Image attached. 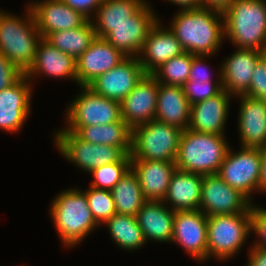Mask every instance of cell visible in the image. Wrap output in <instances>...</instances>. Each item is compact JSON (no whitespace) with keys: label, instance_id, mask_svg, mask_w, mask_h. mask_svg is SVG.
<instances>
[{"label":"cell","instance_id":"19","mask_svg":"<svg viewBox=\"0 0 266 266\" xmlns=\"http://www.w3.org/2000/svg\"><path fill=\"white\" fill-rule=\"evenodd\" d=\"M239 113L238 131L240 147H266V101L253 99L246 95H238Z\"/></svg>","mask_w":266,"mask_h":266},{"label":"cell","instance_id":"17","mask_svg":"<svg viewBox=\"0 0 266 266\" xmlns=\"http://www.w3.org/2000/svg\"><path fill=\"white\" fill-rule=\"evenodd\" d=\"M159 83L146 74L135 88L120 102L121 116L132 129L155 120Z\"/></svg>","mask_w":266,"mask_h":266},{"label":"cell","instance_id":"20","mask_svg":"<svg viewBox=\"0 0 266 266\" xmlns=\"http://www.w3.org/2000/svg\"><path fill=\"white\" fill-rule=\"evenodd\" d=\"M159 19L151 28L138 58L146 74H152L163 63L185 52L175 34Z\"/></svg>","mask_w":266,"mask_h":266},{"label":"cell","instance_id":"25","mask_svg":"<svg viewBox=\"0 0 266 266\" xmlns=\"http://www.w3.org/2000/svg\"><path fill=\"white\" fill-rule=\"evenodd\" d=\"M174 215L163 201L147 200L136 215L146 242L171 243Z\"/></svg>","mask_w":266,"mask_h":266},{"label":"cell","instance_id":"8","mask_svg":"<svg viewBox=\"0 0 266 266\" xmlns=\"http://www.w3.org/2000/svg\"><path fill=\"white\" fill-rule=\"evenodd\" d=\"M53 135L60 155L86 174L96 167L118 162L126 155L119 147L88 143L66 130H55Z\"/></svg>","mask_w":266,"mask_h":266},{"label":"cell","instance_id":"6","mask_svg":"<svg viewBox=\"0 0 266 266\" xmlns=\"http://www.w3.org/2000/svg\"><path fill=\"white\" fill-rule=\"evenodd\" d=\"M251 213L213 215L207 219V261L235 258L250 238ZM249 237V238H248Z\"/></svg>","mask_w":266,"mask_h":266},{"label":"cell","instance_id":"32","mask_svg":"<svg viewBox=\"0 0 266 266\" xmlns=\"http://www.w3.org/2000/svg\"><path fill=\"white\" fill-rule=\"evenodd\" d=\"M96 37L93 24L88 20L80 27L50 33L45 39L76 60L89 48Z\"/></svg>","mask_w":266,"mask_h":266},{"label":"cell","instance_id":"5","mask_svg":"<svg viewBox=\"0 0 266 266\" xmlns=\"http://www.w3.org/2000/svg\"><path fill=\"white\" fill-rule=\"evenodd\" d=\"M226 136L182 131L175 159L179 170L201 175L217 174L230 148Z\"/></svg>","mask_w":266,"mask_h":266},{"label":"cell","instance_id":"39","mask_svg":"<svg viewBox=\"0 0 266 266\" xmlns=\"http://www.w3.org/2000/svg\"><path fill=\"white\" fill-rule=\"evenodd\" d=\"M244 95L266 101V64L262 59L255 65L249 90Z\"/></svg>","mask_w":266,"mask_h":266},{"label":"cell","instance_id":"26","mask_svg":"<svg viewBox=\"0 0 266 266\" xmlns=\"http://www.w3.org/2000/svg\"><path fill=\"white\" fill-rule=\"evenodd\" d=\"M203 175L176 168L167 193L162 200L174 211L198 210L201 201Z\"/></svg>","mask_w":266,"mask_h":266},{"label":"cell","instance_id":"12","mask_svg":"<svg viewBox=\"0 0 266 266\" xmlns=\"http://www.w3.org/2000/svg\"><path fill=\"white\" fill-rule=\"evenodd\" d=\"M251 205L244 194L231 188L218 174L203 175L199 210L206 217L251 213Z\"/></svg>","mask_w":266,"mask_h":266},{"label":"cell","instance_id":"31","mask_svg":"<svg viewBox=\"0 0 266 266\" xmlns=\"http://www.w3.org/2000/svg\"><path fill=\"white\" fill-rule=\"evenodd\" d=\"M110 191L118 214L136 217L138 211L147 201L141 191L139 179L132 168Z\"/></svg>","mask_w":266,"mask_h":266},{"label":"cell","instance_id":"24","mask_svg":"<svg viewBox=\"0 0 266 266\" xmlns=\"http://www.w3.org/2000/svg\"><path fill=\"white\" fill-rule=\"evenodd\" d=\"M146 200L162 201L167 193L176 163L169 161L131 160Z\"/></svg>","mask_w":266,"mask_h":266},{"label":"cell","instance_id":"41","mask_svg":"<svg viewBox=\"0 0 266 266\" xmlns=\"http://www.w3.org/2000/svg\"><path fill=\"white\" fill-rule=\"evenodd\" d=\"M72 9L79 11L89 20L95 15L96 10L103 0H62Z\"/></svg>","mask_w":266,"mask_h":266},{"label":"cell","instance_id":"28","mask_svg":"<svg viewBox=\"0 0 266 266\" xmlns=\"http://www.w3.org/2000/svg\"><path fill=\"white\" fill-rule=\"evenodd\" d=\"M58 130L73 132L79 139L88 143L119 147L125 154L131 153L132 128L123 120L97 126H64Z\"/></svg>","mask_w":266,"mask_h":266},{"label":"cell","instance_id":"21","mask_svg":"<svg viewBox=\"0 0 266 266\" xmlns=\"http://www.w3.org/2000/svg\"><path fill=\"white\" fill-rule=\"evenodd\" d=\"M28 79L34 83V78L47 76L60 79H72L78 85L76 76V60L70 55L58 50L45 38L38 44L35 59L25 72Z\"/></svg>","mask_w":266,"mask_h":266},{"label":"cell","instance_id":"38","mask_svg":"<svg viewBox=\"0 0 266 266\" xmlns=\"http://www.w3.org/2000/svg\"><path fill=\"white\" fill-rule=\"evenodd\" d=\"M213 55H194L188 81H201V82H221V66H219L218 74L215 79L209 67L207 66L206 59ZM215 80V81H214Z\"/></svg>","mask_w":266,"mask_h":266},{"label":"cell","instance_id":"9","mask_svg":"<svg viewBox=\"0 0 266 266\" xmlns=\"http://www.w3.org/2000/svg\"><path fill=\"white\" fill-rule=\"evenodd\" d=\"M80 88L65 110L66 127L97 126L123 120L120 102L96 94L87 86Z\"/></svg>","mask_w":266,"mask_h":266},{"label":"cell","instance_id":"4","mask_svg":"<svg viewBox=\"0 0 266 266\" xmlns=\"http://www.w3.org/2000/svg\"><path fill=\"white\" fill-rule=\"evenodd\" d=\"M25 7L23 16L0 9V53L24 73L33 64L42 39L31 7L28 4Z\"/></svg>","mask_w":266,"mask_h":266},{"label":"cell","instance_id":"2","mask_svg":"<svg viewBox=\"0 0 266 266\" xmlns=\"http://www.w3.org/2000/svg\"><path fill=\"white\" fill-rule=\"evenodd\" d=\"M49 215L66 248L77 246L100 227L92 215L85 192L80 188H67L54 196Z\"/></svg>","mask_w":266,"mask_h":266},{"label":"cell","instance_id":"42","mask_svg":"<svg viewBox=\"0 0 266 266\" xmlns=\"http://www.w3.org/2000/svg\"><path fill=\"white\" fill-rule=\"evenodd\" d=\"M250 246V248H249ZM248 246V262L246 266H266V250L252 245Z\"/></svg>","mask_w":266,"mask_h":266},{"label":"cell","instance_id":"29","mask_svg":"<svg viewBox=\"0 0 266 266\" xmlns=\"http://www.w3.org/2000/svg\"><path fill=\"white\" fill-rule=\"evenodd\" d=\"M146 2L147 0H103L90 19L96 36L104 39L111 32V26L127 21Z\"/></svg>","mask_w":266,"mask_h":266},{"label":"cell","instance_id":"30","mask_svg":"<svg viewBox=\"0 0 266 266\" xmlns=\"http://www.w3.org/2000/svg\"><path fill=\"white\" fill-rule=\"evenodd\" d=\"M104 224L111 240L122 250L134 252L147 243L135 216L116 213Z\"/></svg>","mask_w":266,"mask_h":266},{"label":"cell","instance_id":"16","mask_svg":"<svg viewBox=\"0 0 266 266\" xmlns=\"http://www.w3.org/2000/svg\"><path fill=\"white\" fill-rule=\"evenodd\" d=\"M26 4L31 7L42 38L53 32L80 27L89 20L62 0H36Z\"/></svg>","mask_w":266,"mask_h":266},{"label":"cell","instance_id":"18","mask_svg":"<svg viewBox=\"0 0 266 266\" xmlns=\"http://www.w3.org/2000/svg\"><path fill=\"white\" fill-rule=\"evenodd\" d=\"M125 58V55L105 39L96 37L89 48L76 59L78 86H87Z\"/></svg>","mask_w":266,"mask_h":266},{"label":"cell","instance_id":"23","mask_svg":"<svg viewBox=\"0 0 266 266\" xmlns=\"http://www.w3.org/2000/svg\"><path fill=\"white\" fill-rule=\"evenodd\" d=\"M233 96L222 90L219 94L191 105L189 128L196 132L223 135Z\"/></svg>","mask_w":266,"mask_h":266},{"label":"cell","instance_id":"27","mask_svg":"<svg viewBox=\"0 0 266 266\" xmlns=\"http://www.w3.org/2000/svg\"><path fill=\"white\" fill-rule=\"evenodd\" d=\"M191 104L183 93L182 86L159 83L155 120L178 127L189 128Z\"/></svg>","mask_w":266,"mask_h":266},{"label":"cell","instance_id":"34","mask_svg":"<svg viewBox=\"0 0 266 266\" xmlns=\"http://www.w3.org/2000/svg\"><path fill=\"white\" fill-rule=\"evenodd\" d=\"M131 168V156L126 154L120 161L96 167L89 174L93 177L90 187L111 190Z\"/></svg>","mask_w":266,"mask_h":266},{"label":"cell","instance_id":"1","mask_svg":"<svg viewBox=\"0 0 266 266\" xmlns=\"http://www.w3.org/2000/svg\"><path fill=\"white\" fill-rule=\"evenodd\" d=\"M168 27L193 55H215L225 39L222 12L207 7L179 10Z\"/></svg>","mask_w":266,"mask_h":266},{"label":"cell","instance_id":"3","mask_svg":"<svg viewBox=\"0 0 266 266\" xmlns=\"http://www.w3.org/2000/svg\"><path fill=\"white\" fill-rule=\"evenodd\" d=\"M222 15L225 39L235 48L266 46V0H235Z\"/></svg>","mask_w":266,"mask_h":266},{"label":"cell","instance_id":"36","mask_svg":"<svg viewBox=\"0 0 266 266\" xmlns=\"http://www.w3.org/2000/svg\"><path fill=\"white\" fill-rule=\"evenodd\" d=\"M183 93L191 105L209 99L219 94L222 82L187 81L183 86Z\"/></svg>","mask_w":266,"mask_h":266},{"label":"cell","instance_id":"35","mask_svg":"<svg viewBox=\"0 0 266 266\" xmlns=\"http://www.w3.org/2000/svg\"><path fill=\"white\" fill-rule=\"evenodd\" d=\"M83 191L86 194L92 215L100 226H103L107 220L117 213L111 191L90 186Z\"/></svg>","mask_w":266,"mask_h":266},{"label":"cell","instance_id":"7","mask_svg":"<svg viewBox=\"0 0 266 266\" xmlns=\"http://www.w3.org/2000/svg\"><path fill=\"white\" fill-rule=\"evenodd\" d=\"M182 131L157 120L134 127L131 160L175 162Z\"/></svg>","mask_w":266,"mask_h":266},{"label":"cell","instance_id":"11","mask_svg":"<svg viewBox=\"0 0 266 266\" xmlns=\"http://www.w3.org/2000/svg\"><path fill=\"white\" fill-rule=\"evenodd\" d=\"M147 1L127 21L111 26V32L104 38L126 57H138L151 28L159 17Z\"/></svg>","mask_w":266,"mask_h":266},{"label":"cell","instance_id":"22","mask_svg":"<svg viewBox=\"0 0 266 266\" xmlns=\"http://www.w3.org/2000/svg\"><path fill=\"white\" fill-rule=\"evenodd\" d=\"M260 59L258 50L236 48L220 64L223 90L233 97L244 95L249 90L254 67Z\"/></svg>","mask_w":266,"mask_h":266},{"label":"cell","instance_id":"40","mask_svg":"<svg viewBox=\"0 0 266 266\" xmlns=\"http://www.w3.org/2000/svg\"><path fill=\"white\" fill-rule=\"evenodd\" d=\"M25 73L0 53V91L18 82Z\"/></svg>","mask_w":266,"mask_h":266},{"label":"cell","instance_id":"46","mask_svg":"<svg viewBox=\"0 0 266 266\" xmlns=\"http://www.w3.org/2000/svg\"><path fill=\"white\" fill-rule=\"evenodd\" d=\"M261 59L266 64V46L260 51Z\"/></svg>","mask_w":266,"mask_h":266},{"label":"cell","instance_id":"13","mask_svg":"<svg viewBox=\"0 0 266 266\" xmlns=\"http://www.w3.org/2000/svg\"><path fill=\"white\" fill-rule=\"evenodd\" d=\"M207 219L202 211H175L172 244L180 245L197 262H207Z\"/></svg>","mask_w":266,"mask_h":266},{"label":"cell","instance_id":"10","mask_svg":"<svg viewBox=\"0 0 266 266\" xmlns=\"http://www.w3.org/2000/svg\"><path fill=\"white\" fill-rule=\"evenodd\" d=\"M261 149L243 148L233 151L229 148L217 173L231 188L239 190L252 203L253 193L259 189Z\"/></svg>","mask_w":266,"mask_h":266},{"label":"cell","instance_id":"43","mask_svg":"<svg viewBox=\"0 0 266 266\" xmlns=\"http://www.w3.org/2000/svg\"><path fill=\"white\" fill-rule=\"evenodd\" d=\"M235 0H202V7L225 11Z\"/></svg>","mask_w":266,"mask_h":266},{"label":"cell","instance_id":"45","mask_svg":"<svg viewBox=\"0 0 266 266\" xmlns=\"http://www.w3.org/2000/svg\"><path fill=\"white\" fill-rule=\"evenodd\" d=\"M179 6V10L195 9L202 7V0H166Z\"/></svg>","mask_w":266,"mask_h":266},{"label":"cell","instance_id":"37","mask_svg":"<svg viewBox=\"0 0 266 266\" xmlns=\"http://www.w3.org/2000/svg\"><path fill=\"white\" fill-rule=\"evenodd\" d=\"M250 217L251 234L257 236L252 246L266 250V208L252 203Z\"/></svg>","mask_w":266,"mask_h":266},{"label":"cell","instance_id":"33","mask_svg":"<svg viewBox=\"0 0 266 266\" xmlns=\"http://www.w3.org/2000/svg\"><path fill=\"white\" fill-rule=\"evenodd\" d=\"M193 58V54L185 51L163 63L151 75L158 83L183 86L188 81Z\"/></svg>","mask_w":266,"mask_h":266},{"label":"cell","instance_id":"44","mask_svg":"<svg viewBox=\"0 0 266 266\" xmlns=\"http://www.w3.org/2000/svg\"><path fill=\"white\" fill-rule=\"evenodd\" d=\"M258 192L259 194H266V147L261 149V169Z\"/></svg>","mask_w":266,"mask_h":266},{"label":"cell","instance_id":"15","mask_svg":"<svg viewBox=\"0 0 266 266\" xmlns=\"http://www.w3.org/2000/svg\"><path fill=\"white\" fill-rule=\"evenodd\" d=\"M24 75L18 82L0 91V130L18 133L30 117L33 87Z\"/></svg>","mask_w":266,"mask_h":266},{"label":"cell","instance_id":"14","mask_svg":"<svg viewBox=\"0 0 266 266\" xmlns=\"http://www.w3.org/2000/svg\"><path fill=\"white\" fill-rule=\"evenodd\" d=\"M145 75L138 57H126L117 66L96 77L87 87L96 94L121 102Z\"/></svg>","mask_w":266,"mask_h":266}]
</instances>
